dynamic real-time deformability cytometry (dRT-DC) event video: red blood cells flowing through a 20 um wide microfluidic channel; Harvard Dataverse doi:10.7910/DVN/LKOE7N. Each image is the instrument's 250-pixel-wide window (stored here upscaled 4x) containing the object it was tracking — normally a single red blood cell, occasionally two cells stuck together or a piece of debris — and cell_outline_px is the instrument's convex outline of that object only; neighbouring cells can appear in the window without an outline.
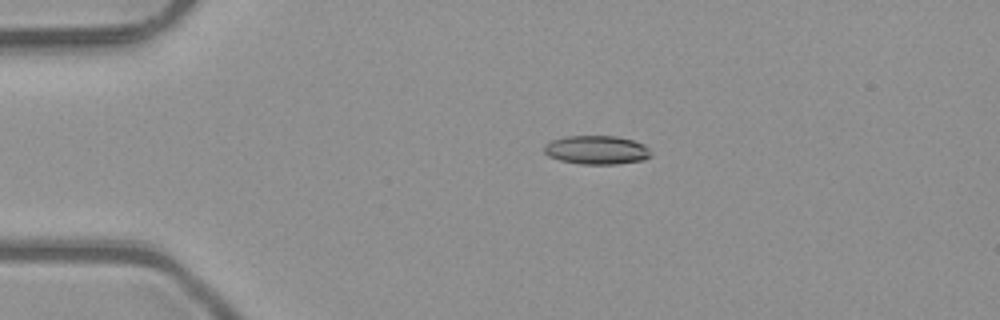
{"species": "common noctule bat (a hibernating species)", "species_latin": "Nyctalus noctula", "temperature_condition": "room temperature", "stored_images_in_passage": 5, "camera_frame_rate_fps": 3000, "um_per_image_px": 0.085, "animal": {"sex": "male", "body_mass_g": 23.1, "forearm_length_mm": 52.7}, "frame": {"image": 1, "passage_image": 3, "time_ms": 0.667, "image_size_px": [1000, 320], "cell_outline_px": [[652, 156], [644, 160], [616, 164], [580, 164], [560, 160], [548, 156], [544, 152], [544, 144], [552, 140], [564, 136], [616, 136], [632, 140], [644, 144], [652, 152]], "centroid_in_image_um": [50.72, 12.75], "position_along_channel_um": 34.3, "area_um2": 18.03}}
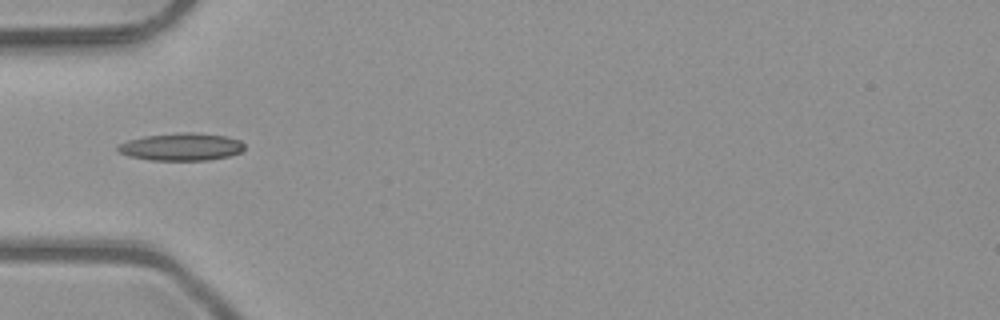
{"frame": {"image": 2, "passage_image": 5, "time_ms": 1.333, "image_size_px": [1000, 320], "cell_outline_px": [[244, 148], [240, 152], [228, 156], [208, 160], [148, 160], [132, 156], [120, 152], [116, 148], [120, 144], [128, 140], [144, 136], [176, 132], [196, 132], [228, 136], [240, 140], [244, 144]], "centroid_in_image_um": [15.45, 12.46], "position_along_channel_um": 69.6, "area_um2": 20.35}}